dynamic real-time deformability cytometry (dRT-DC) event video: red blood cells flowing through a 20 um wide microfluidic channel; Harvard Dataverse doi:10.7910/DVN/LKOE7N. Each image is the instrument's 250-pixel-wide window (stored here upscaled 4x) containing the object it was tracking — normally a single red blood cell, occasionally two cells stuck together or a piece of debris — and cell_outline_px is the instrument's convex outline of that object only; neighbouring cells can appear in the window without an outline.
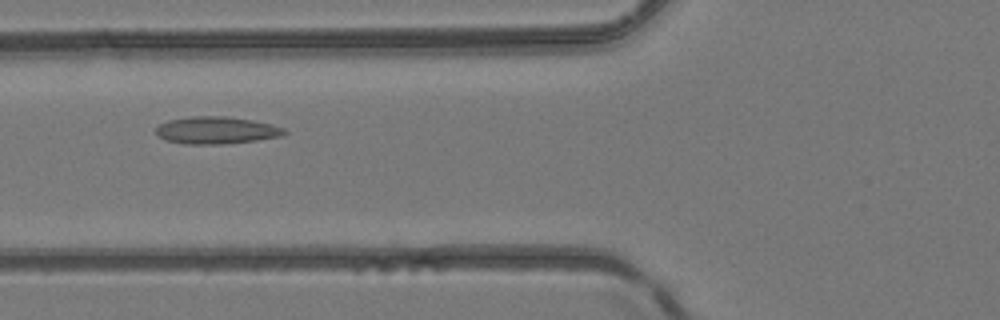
{"species": "common noctule bat (a hibernating species)", "species_latin": "Nyctalus noctula", "temperature_condition": "room temperature", "stored_images_in_passage": 3, "camera_frame_rate_fps": 3000, "um_per_image_px": 0.085, "animal": {"sex": "female", "body_mass_g": 24.6, "forearm_length_mm": 56.2}, "frame": {"image": 1, "passage_image": 3, "time_ms": 3.0, "image_size_px": [1000, 320], "cell_outline_px": [[288, 132], [284, 136], [228, 144], [184, 144], [164, 140], [156, 136], [156, 128], [160, 124], [168, 120], [192, 116], [224, 116], [252, 120], [272, 124], [284, 128]], "centroid_in_image_um": [18.39, 11.08], "position_along_channel_um": 107.4, "area_um2": 20.63}}